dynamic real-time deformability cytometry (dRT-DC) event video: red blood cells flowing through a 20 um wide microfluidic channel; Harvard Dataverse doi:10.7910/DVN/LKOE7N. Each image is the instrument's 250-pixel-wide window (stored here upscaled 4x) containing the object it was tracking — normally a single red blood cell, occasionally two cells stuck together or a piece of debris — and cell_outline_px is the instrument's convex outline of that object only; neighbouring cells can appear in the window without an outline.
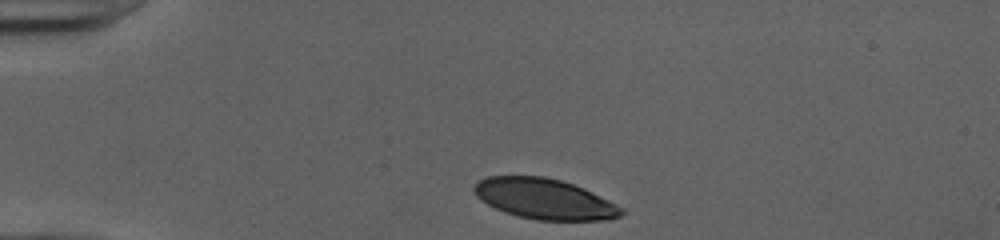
{"species": "human", "species_latin": "Homo sapiens", "temperature_condition": "cold", "stored_images_in_passage": 32, "camera_frame_rate_fps": 3000, "um_per_image_px": 0.085, "donor": {"sex": "female"}, "frame": {"image": 1, "passage_image": 1, "time_ms": 0.0, "image_size_px": [1000, 240], "cell_outline_px": [[624, 212], [620, 216], [608, 220], [536, 220], [504, 212], [480, 200], [472, 192], [472, 188], [480, 180], [488, 176], [544, 176], [560, 180], [584, 188], [624, 208]], "centroid_in_image_um": [46.27, 16.91], "position_along_channel_um": 38.7, "area_um2": 34.68}}
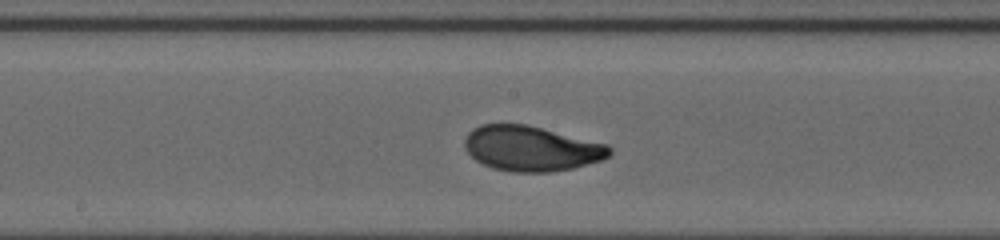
{"frame": {"image": 2, "passage_image": 17, "time_ms": 5.333, "image_size_px": [1000, 240], "cell_outline_px": [[612, 152], [608, 156], [600, 160], [572, 168], [552, 172], [512, 172], [492, 168], [476, 160], [464, 148], [464, 140], [468, 132], [472, 128], [480, 124], [528, 124], [608, 144], [612, 148]], "centroid_in_image_um": [45.15, 12.61], "position_along_channel_um": 203.1, "area_um2": 38.26}}
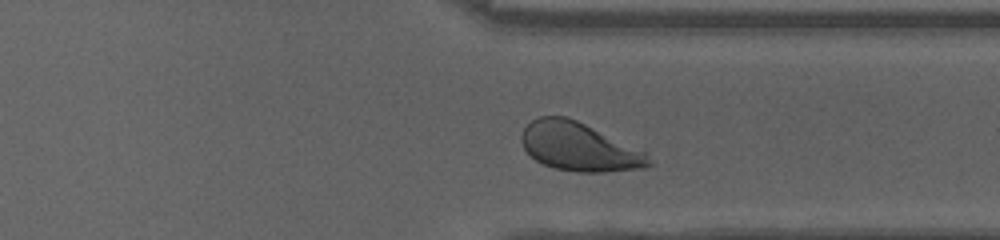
{"frame": {"image": 3, "passage_image": 29, "time_ms": 9.333, "image_size_px": [1000, 240], "cell_outline_px": [[652, 164], [648, 168], [604, 172], [576, 172], [552, 168], [536, 160], [524, 148], [520, 140], [520, 136], [524, 128], [532, 120], [540, 116], [564, 116], [576, 120], [648, 152]], "centroid_in_image_um": [49.26, 12.5], "position_along_channel_um": 362.1, "area_um2": 36.13}, "authors_computed_cell_mechanics": {"area_um2": 37.3388, "velocity_mm_per_s": 3.9728, "shape_relaxation_time_tau1_ms": 2.2615, "shape_relaxation_time_tau2_ms": 0.7115, "deformation_change_tau1": 0.1501, "deformation_change_tau2": 0.0483}}